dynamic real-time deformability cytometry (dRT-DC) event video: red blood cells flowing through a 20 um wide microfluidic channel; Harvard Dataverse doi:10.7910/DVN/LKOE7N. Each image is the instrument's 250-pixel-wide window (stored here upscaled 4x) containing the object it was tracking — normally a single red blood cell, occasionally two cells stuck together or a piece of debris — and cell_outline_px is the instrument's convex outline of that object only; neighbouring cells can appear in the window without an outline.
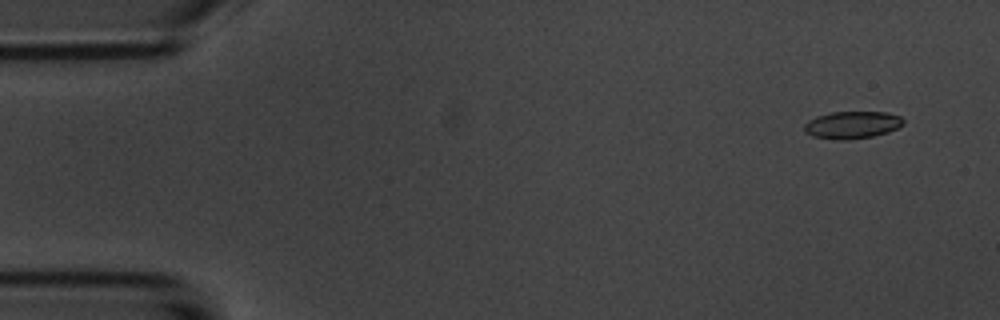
{"species": "common noctule bat (a hibernating species)", "species_latin": "Nyctalus noctula", "temperature_condition": "room temperature", "stored_images_in_passage": 5, "camera_frame_rate_fps": 3000, "um_per_image_px": 0.085, "animal": {"sex": "male", "body_mass_g": 20.1, "forearm_length_mm": 53.5}, "frame": {"image": 1, "passage_image": 1, "time_ms": 0.0, "image_size_px": [1000, 320], "cell_outline_px": [[904, 124], [888, 132], [872, 136], [848, 140], [840, 140], [812, 136], [804, 132], [804, 124], [808, 120], [816, 116], [832, 112], [888, 112], [900, 116], [904, 120]], "centroid_in_image_um": [72.42, 10.61], "position_along_channel_um": 12.6, "area_um2": 15.84}}
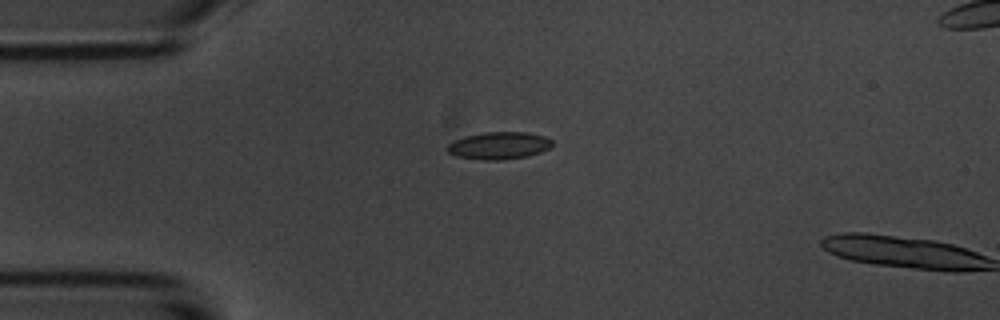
{"frame": {"image": 2, "passage_image": 4, "time_ms": 3.333, "image_size_px": [1000, 320], "cell_outline_px": [[552, 144], [548, 148], [540, 152], [528, 156], [500, 160], [484, 160], [456, 156], [448, 152], [444, 148], [452, 140], [464, 136], [484, 132], [528, 132], [544, 136], [552, 140]], "centroid_in_image_um": [42.36, 12.37], "position_along_channel_um": 42.6, "area_um2": 16.82}}